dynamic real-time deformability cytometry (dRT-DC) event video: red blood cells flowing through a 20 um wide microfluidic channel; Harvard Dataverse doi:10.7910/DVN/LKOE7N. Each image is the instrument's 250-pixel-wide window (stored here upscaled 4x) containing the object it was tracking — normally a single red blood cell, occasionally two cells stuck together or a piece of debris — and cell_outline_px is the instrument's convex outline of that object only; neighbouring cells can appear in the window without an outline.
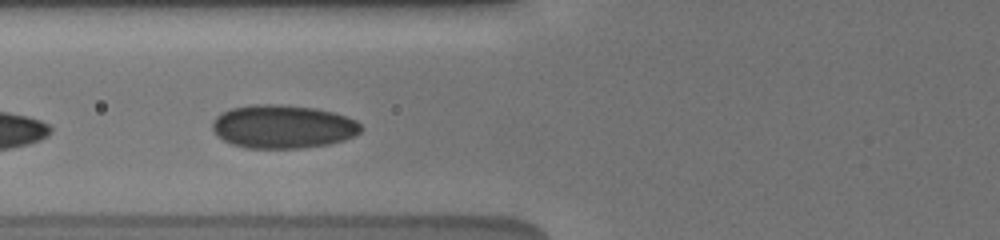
{"species": "human", "species_latin": "Homo sapiens", "temperature_condition": "cold", "stored_images_in_passage": 11, "camera_frame_rate_fps": 3000, "um_per_image_px": 0.085, "donor": {"sex": "male"}, "frame": {"image": 1, "passage_image": 7, "time_ms": 3.667, "image_size_px": [1000, 240], "cell_outline_px": [[364, 128], [360, 132], [344, 140], [328, 144], [304, 148], [244, 148], [232, 144], [224, 140], [212, 128], [212, 120], [220, 112], [232, 108], [252, 104], [280, 104], [316, 108], [332, 112], [356, 120]], "centroid_in_image_um": [24.04, 10.76], "position_along_channel_um": 101.8, "area_um2": 37.69}}